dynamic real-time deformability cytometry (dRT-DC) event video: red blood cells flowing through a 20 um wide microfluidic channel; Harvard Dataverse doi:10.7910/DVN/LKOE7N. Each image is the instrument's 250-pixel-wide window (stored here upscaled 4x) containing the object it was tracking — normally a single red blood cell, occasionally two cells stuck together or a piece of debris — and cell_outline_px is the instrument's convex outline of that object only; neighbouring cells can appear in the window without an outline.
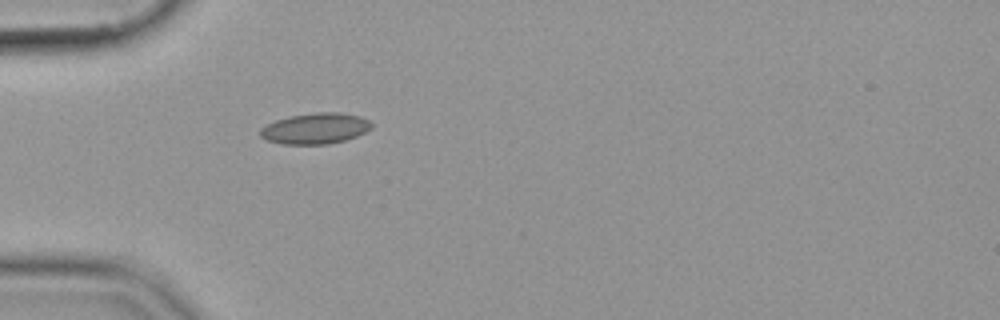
{"species": "common noctule bat (a hibernating species)", "species_latin": "Nyctalus noctula", "temperature_condition": "cold", "stored_images_in_passage": 34, "camera_frame_rate_fps": 3000, "um_per_image_px": 0.085, "animal": {"sex": "female", "body_mass_g": 19.9}, "frame": {"image": 1, "passage_image": 1, "time_ms": 0.0, "image_size_px": [1000, 320], "cell_outline_px": [[372, 128], [356, 136], [344, 140], [328, 144], [284, 144], [268, 140], [260, 136], [260, 128], [276, 120], [288, 116], [316, 112], [340, 112], [360, 116], [368, 120], [372, 124]], "centroid_in_image_um": [26.81, 10.91], "position_along_channel_um": 58.2, "area_um2": 19.94}}
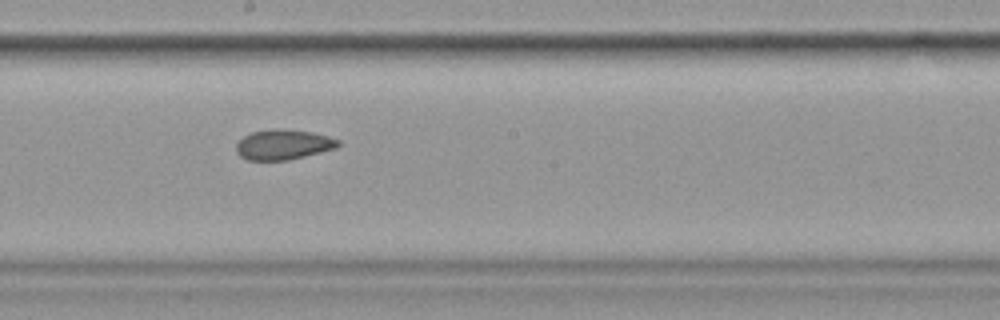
{"frame": {"image": 2, "passage_image": 15, "time_ms": 4.667, "image_size_px": [1000, 320], "cell_outline_px": [[340, 144], [336, 148], [288, 160], [248, 160], [240, 156], [236, 152], [236, 144], [244, 136], [252, 132], [312, 132], [328, 136], [340, 140]], "centroid_in_image_um": [24.09, 12.35], "position_along_channel_um": 224.1, "area_um2": 16.94}}
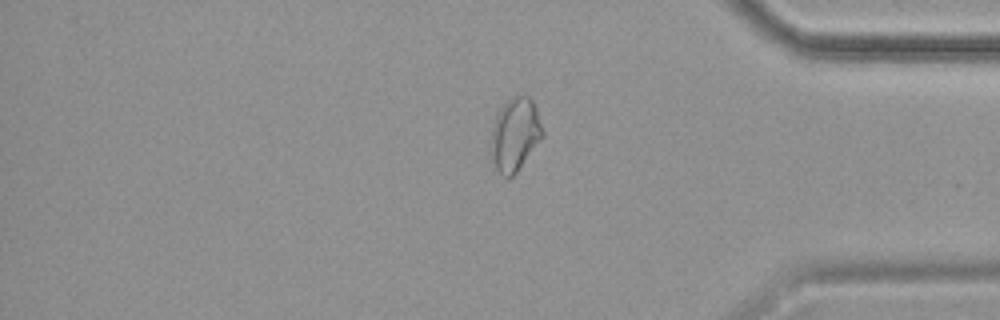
{"frame": {"image": 3, "passage_image": 30, "time_ms": 9.667, "image_size_px": [1000, 320], "cell_outline_px": [[544, 136], [516, 172], [508, 180], [500, 176], [492, 160], [492, 128], [496, 112], [512, 96], [528, 96], [532, 100], [536, 108], [544, 132]], "centroid_in_image_um": [43.78, 11.44], "position_along_channel_um": 391.4, "area_um2": 21.96}}